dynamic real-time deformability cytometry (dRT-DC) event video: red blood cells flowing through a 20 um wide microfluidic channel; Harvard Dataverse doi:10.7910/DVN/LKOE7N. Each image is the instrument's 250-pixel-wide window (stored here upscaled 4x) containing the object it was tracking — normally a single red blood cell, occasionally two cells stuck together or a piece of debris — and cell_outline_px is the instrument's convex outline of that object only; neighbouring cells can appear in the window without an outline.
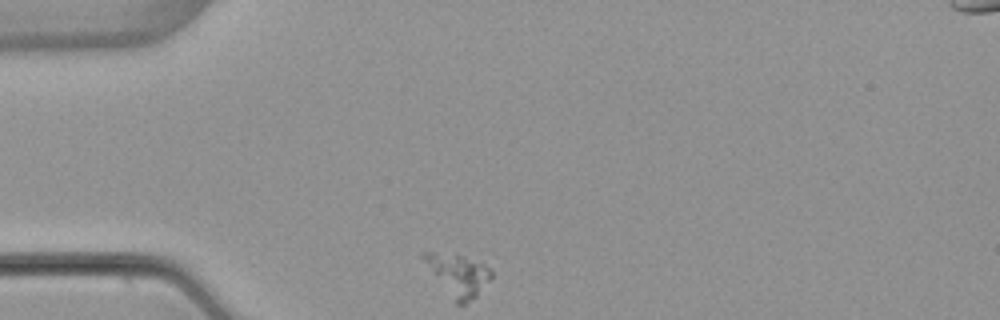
{"species": "common noctule bat (a hibernating species)", "species_latin": "Nyctalus noctula", "temperature_condition": "warm", "stored_images_in_passage": 4, "camera_frame_rate_fps": 3000, "um_per_image_px": 0.085, "animal": {"sex": "female", "body_mass_g": 22.7, "forearm_length_mm": 54.2}, "frame": {"image": 1, "passage_image": 1, "time_ms": 0.0, "image_size_px": [1000, 320], "cell_outline_px": [[492, 276], [476, 296], [464, 304], [456, 304], [420, 256], [420, 252], [456, 252], [484, 264], [492, 272]], "centroid_in_image_um": [38.92, 23.31], "position_along_channel_um": 46.1, "area_um2": 16.24}}
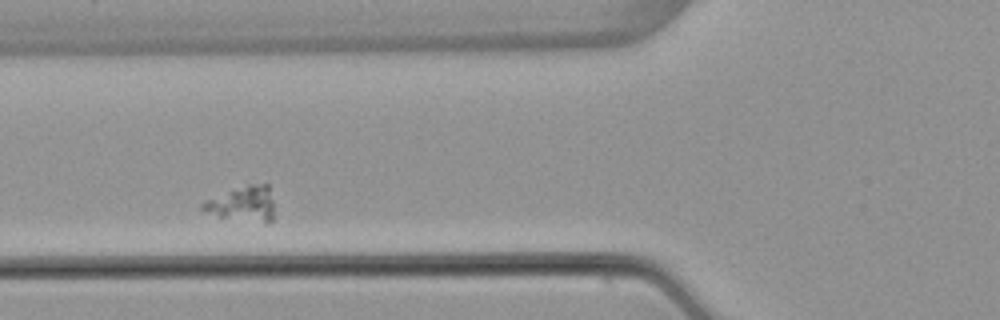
{"frame": {"image": 2, "passage_image": 3, "time_ms": 2.333, "image_size_px": [1000, 320], "cell_outline_px": [[272, 220], [268, 224], [264, 224], [220, 216], [200, 208], [200, 204], [204, 200], [248, 184], [268, 184], [272, 200]], "centroid_in_image_um": [20.65, 17.34], "position_along_channel_um": 105.1, "area_um2": 14.45}}
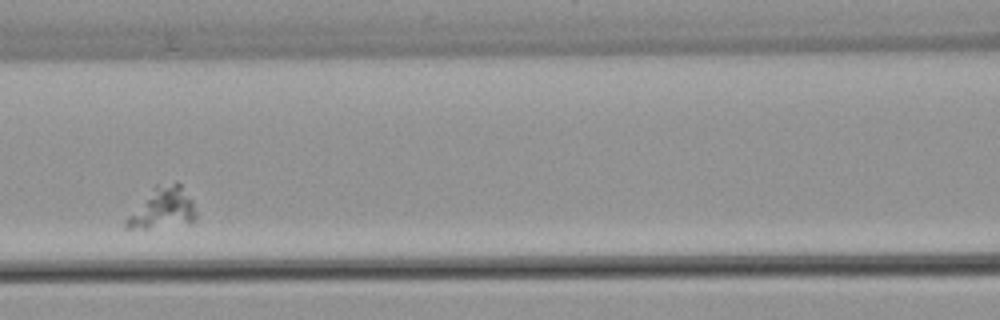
{"frame": {"image": 3, "passage_image": 4, "time_ms": 3.667, "image_size_px": [1000, 320], "cell_outline_px": [[196, 216], [192, 220], [148, 228], [124, 228], [124, 220], [152, 188], [156, 184], [176, 180], [180, 184], [192, 200], [196, 212]], "centroid_in_image_um": [13.78, 17.62], "position_along_channel_um": 152.8, "area_um2": 16.24}}